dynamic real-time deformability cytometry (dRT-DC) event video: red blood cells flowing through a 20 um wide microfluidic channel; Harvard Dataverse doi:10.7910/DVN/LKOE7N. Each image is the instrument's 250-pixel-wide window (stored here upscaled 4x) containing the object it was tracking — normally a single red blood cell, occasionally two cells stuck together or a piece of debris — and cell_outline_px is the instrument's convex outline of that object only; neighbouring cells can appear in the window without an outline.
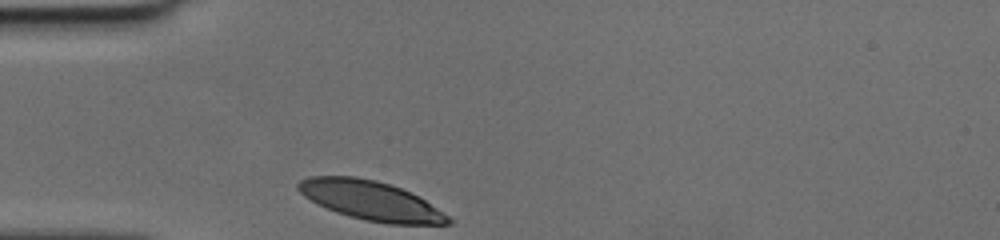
{"species": "human", "species_latin": "Homo sapiens", "temperature_condition": "cold", "stored_images_in_passage": 26, "camera_frame_rate_fps": 3000, "um_per_image_px": 0.085, "donor": {"sex": "female"}, "frame": {"image": 1, "passage_image": 1, "time_ms": 0.0, "image_size_px": [1000, 240], "cell_outline_px": [[452, 224], [388, 224], [364, 220], [348, 216], [336, 212], [316, 204], [304, 196], [296, 188], [296, 184], [300, 180], [308, 176], [356, 176], [376, 180], [412, 192], [448, 216], [452, 220]], "centroid_in_image_um": [31.46, 17.04], "position_along_channel_um": 53.5, "area_um2": 34.28}}
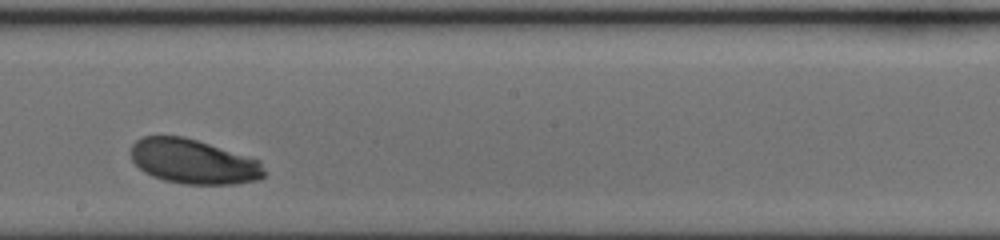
{"frame": {"image": 2, "passage_image": 15, "time_ms": 4.667, "image_size_px": [1000, 240], "cell_outline_px": [[264, 176], [260, 180], [236, 184], [184, 184], [164, 180], [152, 176], [144, 172], [132, 160], [132, 144], [136, 140], [144, 136], [184, 136], [260, 160], [264, 172]], "centroid_in_image_um": [16.45, 13.74], "position_along_channel_um": 231.8, "area_um2": 34.56}}
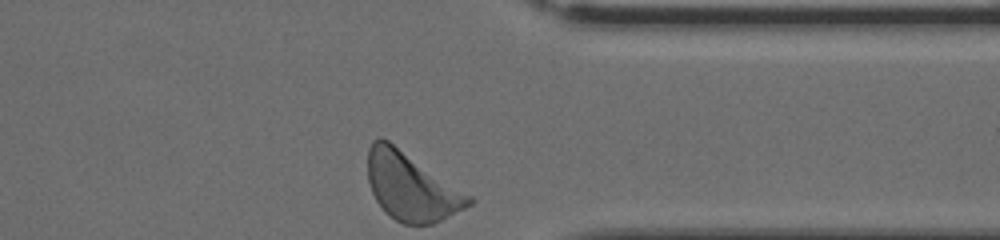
{"frame": {"image": 3, "passage_image": 26, "time_ms": 8.333, "image_size_px": [1000, 240], "cell_outline_px": [[476, 200], [472, 204], [432, 224], [404, 224], [388, 216], [384, 212], [376, 200], [372, 192], [368, 180], [368, 148], [372, 140], [380, 136], [388, 140], [472, 196]], "centroid_in_image_um": [34.93, 15.86], "position_along_channel_um": 376.5, "area_um2": 39.77}}